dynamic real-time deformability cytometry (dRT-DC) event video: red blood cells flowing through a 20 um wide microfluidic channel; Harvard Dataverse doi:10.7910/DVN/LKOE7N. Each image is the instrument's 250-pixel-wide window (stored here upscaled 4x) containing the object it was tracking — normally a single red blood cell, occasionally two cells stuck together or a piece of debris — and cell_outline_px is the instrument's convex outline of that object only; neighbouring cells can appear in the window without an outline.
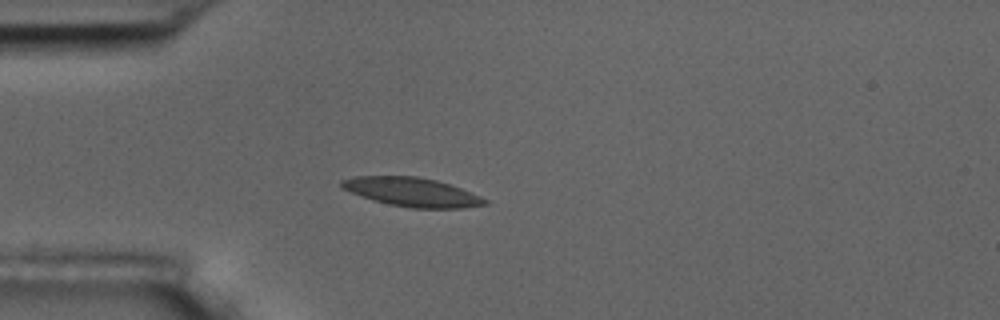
{"species": "common noctule bat (a hibernating species)", "species_latin": "Nyctalus noctula", "temperature_condition": "room temperature", "stored_images_in_passage": 3, "camera_frame_rate_fps": 3000, "um_per_image_px": 0.085, "animal": {"sex": "male", "body_mass_g": 17.5, "forearm_length_mm": 52.3}, "frame": {"image": 1, "passage_image": 3, "time_ms": 3.0, "image_size_px": [1000, 320], "cell_outline_px": [[488, 204], [464, 208], [412, 208], [388, 204], [372, 200], [340, 188], [340, 180], [356, 176], [416, 176], [436, 180], [460, 188], [480, 196], [488, 200]], "centroid_in_image_um": [34.99, 16.32], "position_along_channel_um": 50.0, "area_um2": 24.1}}